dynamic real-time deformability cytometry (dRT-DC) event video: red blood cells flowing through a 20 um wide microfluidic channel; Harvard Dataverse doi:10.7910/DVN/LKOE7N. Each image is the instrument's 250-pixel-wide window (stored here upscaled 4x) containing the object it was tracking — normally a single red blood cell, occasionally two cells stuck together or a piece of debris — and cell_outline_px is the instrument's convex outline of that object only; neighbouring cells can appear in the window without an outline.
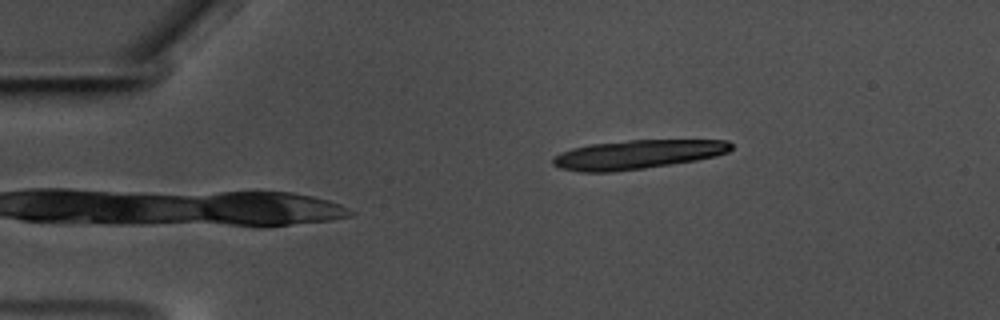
{"species": "common noctule bat (a hibernating species)", "species_latin": "Nyctalus noctula", "temperature_condition": "warm", "stored_images_in_passage": 11, "camera_frame_rate_fps": 3000, "um_per_image_px": 0.085, "animal": {"sex": "male", "body_mass_g": 17.5, "forearm_length_mm": 52.3}, "frame": {"image": 1, "passage_image": 1, "time_ms": 0.0, "image_size_px": [1000, 320], "cell_outline_px": [[732, 148], [728, 152], [716, 156], [696, 160], [644, 168], [612, 172], [580, 172], [560, 168], [552, 164], [552, 156], [560, 152], [572, 148], [592, 144], [628, 140], [728, 140], [732, 144]], "centroid_in_image_um": [54.15, 13.13], "position_along_channel_um": 30.9, "area_um2": 30.17}}